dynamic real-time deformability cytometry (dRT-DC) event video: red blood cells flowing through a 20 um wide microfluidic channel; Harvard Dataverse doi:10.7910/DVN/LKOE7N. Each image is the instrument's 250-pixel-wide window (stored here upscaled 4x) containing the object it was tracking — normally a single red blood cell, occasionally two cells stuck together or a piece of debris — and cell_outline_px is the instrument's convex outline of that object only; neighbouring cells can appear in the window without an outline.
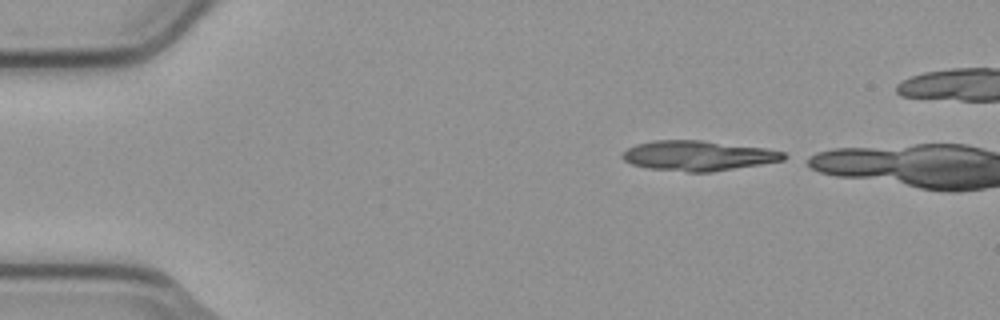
{"species": "common noctule bat (a hibernating species)", "species_latin": "Nyctalus noctula", "temperature_condition": "cold", "stored_images_in_passage": 2, "camera_frame_rate_fps": 3000, "um_per_image_px": 0.085, "animal": {"sex": "male", "body_mass_g": 23.1, "forearm_length_mm": 52.7}, "frame": {"image": 1, "passage_image": 1, "time_ms": 0.0, "image_size_px": [1000, 320], "cell_outline_px": [[792, 156], [784, 160], [712, 172], [688, 172], [648, 168], [632, 164], [624, 160], [620, 156], [628, 148], [636, 144], [652, 140], [704, 140], [764, 148], [784, 152]], "centroid_in_image_um": [59.36, 13.23], "position_along_channel_um": 25.6, "area_um2": 28.32}}